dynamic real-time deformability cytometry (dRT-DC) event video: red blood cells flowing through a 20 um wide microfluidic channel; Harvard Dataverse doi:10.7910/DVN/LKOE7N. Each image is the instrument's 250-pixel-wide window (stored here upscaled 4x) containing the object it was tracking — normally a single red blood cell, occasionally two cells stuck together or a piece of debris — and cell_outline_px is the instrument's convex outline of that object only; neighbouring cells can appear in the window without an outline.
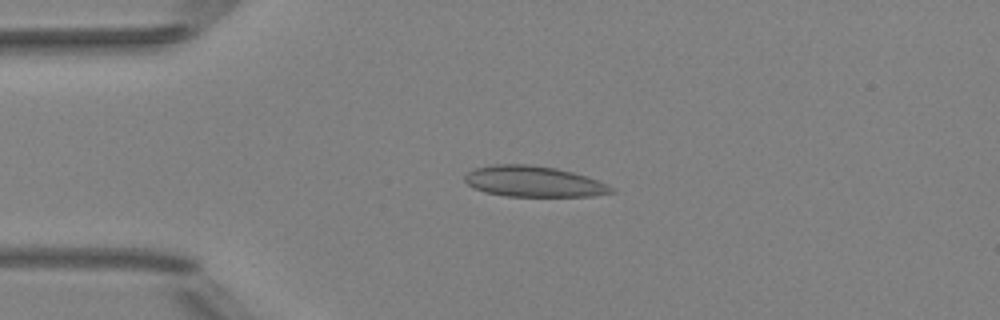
{"species": "Egyptian fruit bat (a non-hibernating species)", "species_latin": "Rousettus aegyptiacus", "temperature_condition": "room temperature", "stored_images_in_passage": 41, "camera_frame_rate_fps": 3000, "um_per_image_px": 0.085, "animal": {"sex": "female"}, "frame": {"image": 1, "passage_image": 2, "time_ms": 0.333, "image_size_px": [1000, 320], "cell_outline_px": [[616, 192], [592, 196], [508, 196], [484, 192], [472, 188], [464, 180], [464, 176], [468, 172], [476, 168], [492, 164], [528, 164], [556, 168], [588, 176], [612, 188]], "centroid_in_image_um": [45.32, 15.42], "position_along_channel_um": 39.7, "area_um2": 26.24}}
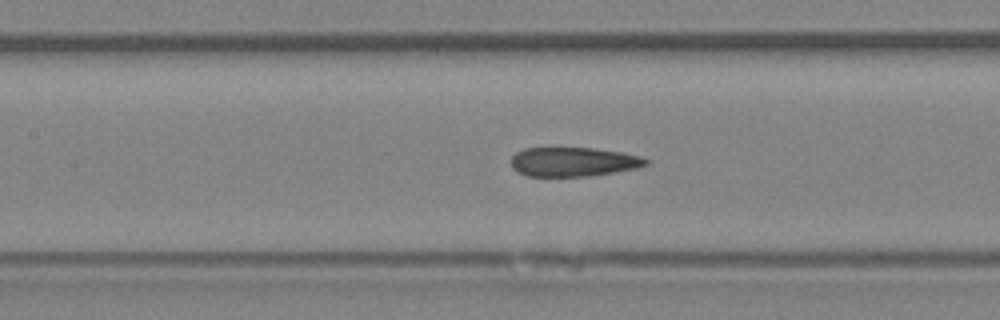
{"frame": {"image": 2, "passage_image": 13, "time_ms": 4.0, "image_size_px": [1000, 320], "cell_outline_px": [[652, 160], [648, 164], [640, 168], [588, 176], [528, 176], [516, 172], [512, 168], [512, 156], [516, 152], [524, 148], [592, 148], [620, 152], [640, 156]], "centroid_in_image_um": [48.76, 13.76], "position_along_channel_um": 158.6, "area_um2": 23.06}}
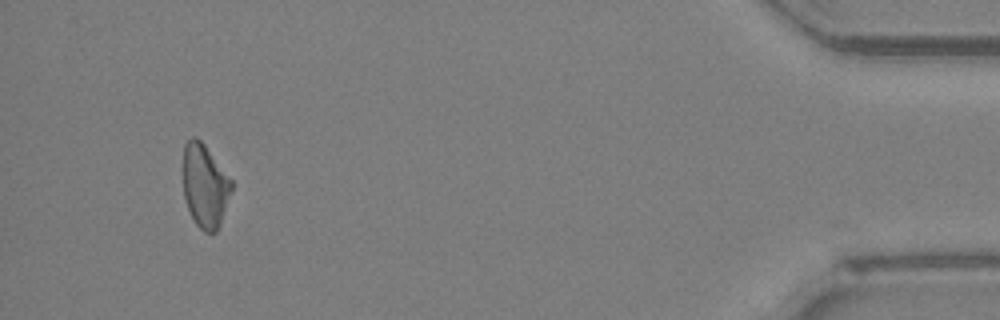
{"frame": {"image": 3, "passage_image": 38, "time_ms": 12.333, "image_size_px": [1000, 320], "cell_outline_px": [[232, 188], [220, 224], [216, 232], [204, 232], [196, 224], [188, 208], [184, 196], [184, 144], [192, 136], [196, 136], [204, 144], [232, 180]], "centroid_in_image_um": [17.42, 15.78], "position_along_channel_um": 417.8, "area_um2": 23.18}, "authors_computed_cell_mechanics": {"area_um2": 24.1026, "velocity_mm_per_s": 4.0137, "shape_relaxation_time_tau1_ms": null, "shape_relaxation_time_tau2_ms": 7.64, "deformation_change_tau1": null, "deformation_change_tau2": 0.1383}}